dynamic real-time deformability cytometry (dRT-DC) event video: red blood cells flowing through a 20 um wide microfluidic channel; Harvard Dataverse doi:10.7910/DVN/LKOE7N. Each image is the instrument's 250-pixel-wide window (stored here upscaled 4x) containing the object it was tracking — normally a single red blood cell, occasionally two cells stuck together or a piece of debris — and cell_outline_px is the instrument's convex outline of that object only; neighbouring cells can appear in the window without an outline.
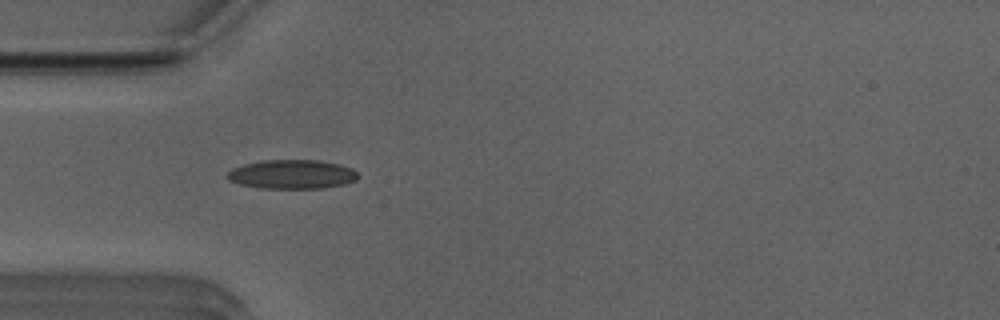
{"species": "Egyptian fruit bat (a non-hibernating species)", "species_latin": "Rousettus aegyptiacus", "temperature_condition": "room temperature", "stored_images_in_passage": 36, "camera_frame_rate_fps": 3000, "um_per_image_px": 0.085, "animal": {"sex": "male"}, "frame": {"image": 1, "passage_image": 5, "time_ms": 1.333, "image_size_px": [1000, 320], "cell_outline_px": [[360, 176], [356, 180], [344, 184], [324, 188], [260, 188], [240, 184], [228, 180], [224, 176], [232, 168], [244, 164], [264, 160], [316, 160], [340, 164], [352, 168]], "centroid_in_image_um": [24.81, 14.81], "position_along_channel_um": 60.2, "area_um2": 22.25}}
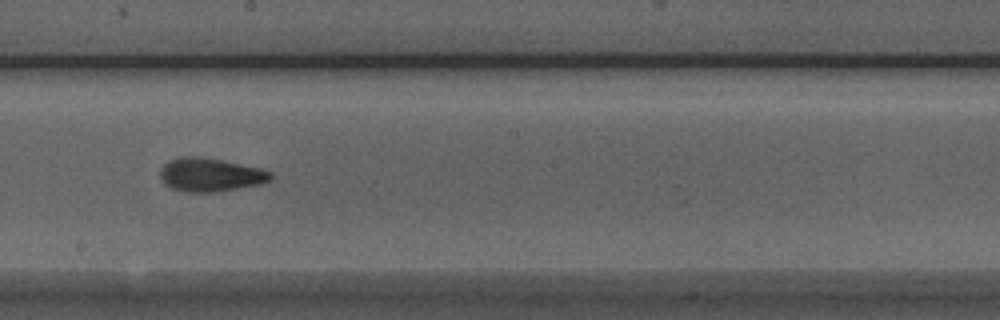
{"frame": {"image": 2, "passage_image": 18, "time_ms": 5.667, "image_size_px": [1000, 320], "cell_outline_px": [[272, 180], [260, 184], [212, 192], [188, 192], [172, 188], [164, 184], [160, 176], [160, 168], [168, 160], [180, 156], [200, 156], [224, 160], [260, 168], [272, 172]], "centroid_in_image_um": [17.86, 14.83], "position_along_channel_um": 230.3, "area_um2": 21.68}}
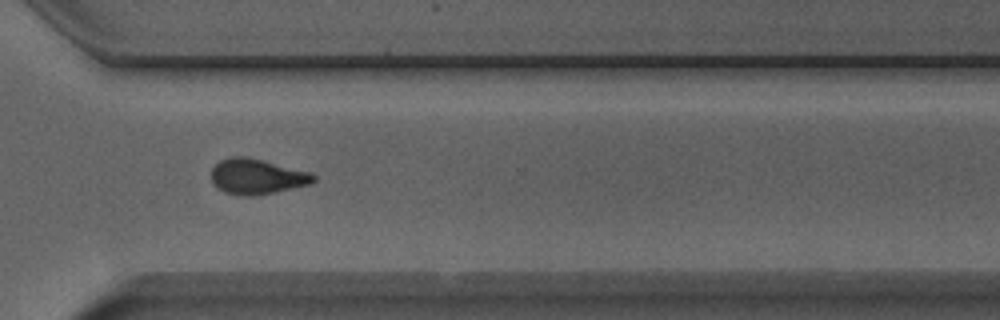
{"frame": {"image": 3, "passage_image": 27, "time_ms": 8.667, "image_size_px": [1000, 320], "cell_outline_px": [[316, 180], [312, 184], [252, 196], [244, 196], [224, 192], [212, 184], [212, 168], [220, 160], [232, 156], [244, 156], [312, 172], [316, 176]], "centroid_in_image_um": [21.84, 15.0], "position_along_channel_um": 348.8, "area_um2": 20.98}, "authors_computed_cell_mechanics": {"area_um2": 20.7502, "velocity_mm_per_s": 3.9461, "shape_relaxation_time_tau1_ms": 4.7513, "shape_relaxation_time_tau2_ms": 2.5861, "deformation_change_tau1": 0.16, "deformation_change_tau2": 0.0911}}